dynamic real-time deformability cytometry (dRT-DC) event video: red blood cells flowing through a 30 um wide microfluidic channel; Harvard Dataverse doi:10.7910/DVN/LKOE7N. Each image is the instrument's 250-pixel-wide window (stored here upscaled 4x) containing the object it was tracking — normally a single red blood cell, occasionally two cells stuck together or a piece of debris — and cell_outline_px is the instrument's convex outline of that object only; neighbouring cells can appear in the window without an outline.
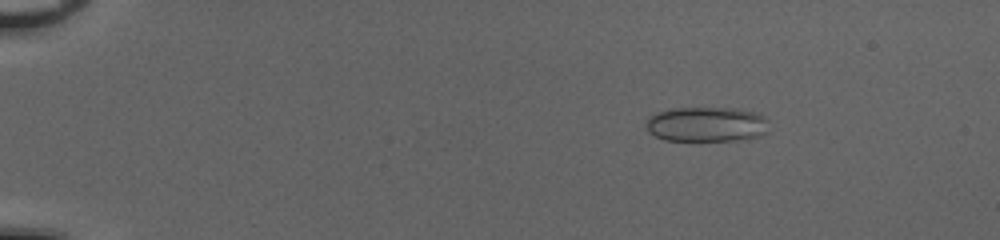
{"species": "common noctule bat (a hibernating species)", "species_latin": "Nyctalus noctula", "temperature_condition": "cold", "stored_images_in_passage": 53, "camera_frame_rate_fps": 3000, "um_per_image_px": 0.085, "animal": {"sex": "female", "body_mass_g": 20.0, "forearm_length_mm": 54.0}, "frame": {"image": 1, "passage_image": 9, "time_ms": 2.667, "image_size_px": [1000, 240], "cell_outline_px": [[768, 132], [760, 136], [736, 140], [664, 140], [648, 132], [648, 116], [656, 112], [672, 108], [740, 108], [756, 112], [764, 116], [768, 120]], "centroid_in_image_um": [60.1, 10.55], "position_along_channel_um": 24.9, "area_um2": 25.14}}
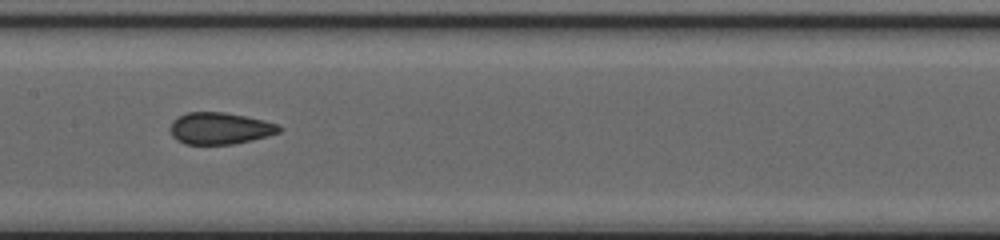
{"frame": {"image": 2, "passage_image": 29, "time_ms": 9.333, "image_size_px": [1000, 240], "cell_outline_px": [[284, 128], [280, 132], [268, 136], [252, 140], [232, 144], [184, 144], [176, 140], [172, 136], [172, 120], [176, 116], [188, 112], [224, 112], [264, 120], [280, 124]], "centroid_in_image_um": [18.72, 10.91], "position_along_channel_um": 188.7, "area_um2": 20.29}}
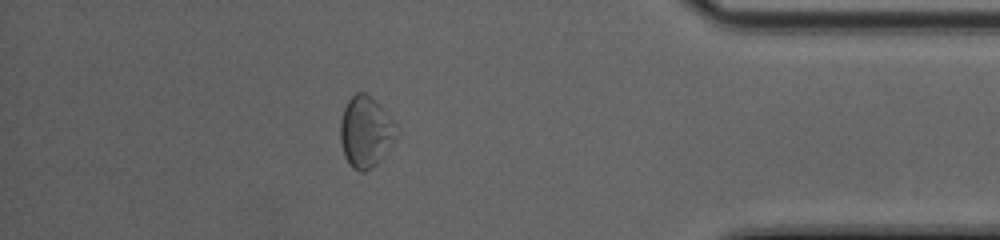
{"frame": {"image": 3, "passage_image": 47, "time_ms": 15.333, "image_size_px": [1000, 240], "cell_outline_px": [[400, 132], [396, 140], [384, 156], [372, 168], [364, 172], [360, 172], [352, 168], [344, 156], [340, 140], [340, 120], [344, 108], [348, 100], [356, 92], [364, 92], [396, 124]], "centroid_in_image_um": [31.08, 11.26], "position_along_channel_um": 404.1, "area_um2": 23.24}, "authors_computed_cell_mechanics": {"area_um2": 21.6172, "velocity_mm_per_s": 4.0724, "shape_relaxation_time_tau1_ms": 7.2616, "shape_relaxation_time_tau2_ms": 1.2013, "deformation_change_tau1": 0.1195, "deformation_change_tau2": 0.0522}}